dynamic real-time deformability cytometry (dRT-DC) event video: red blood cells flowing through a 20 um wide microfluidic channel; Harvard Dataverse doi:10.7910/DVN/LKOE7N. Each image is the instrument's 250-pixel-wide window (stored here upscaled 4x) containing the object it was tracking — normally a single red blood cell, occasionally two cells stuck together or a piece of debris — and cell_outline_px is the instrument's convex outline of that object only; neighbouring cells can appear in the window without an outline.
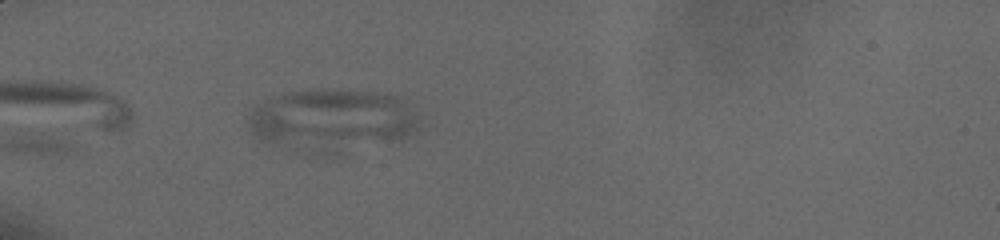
{"species": "human", "species_latin": "Homo sapiens", "temperature_condition": "cold", "stored_images_in_passage": 8, "camera_frame_rate_fps": 3000, "um_per_image_px": 0.085, "donor": {"sex": "male"}, "frame": {"image": 1, "passage_image": 1, "time_ms": 0.0, "image_size_px": [1000, 240], "cell_outline_px": [[420, 120], [416, 132], [400, 140], [332, 160], [308, 156], [260, 140], [252, 136], [248, 128], [248, 116], [252, 108], [264, 100], [284, 92], [300, 88], [328, 88], [388, 92], [400, 96], [416, 112]], "centroid_in_image_um": [28.24, 10.29], "position_along_channel_um": 56.8, "area_um2": 66.7}}